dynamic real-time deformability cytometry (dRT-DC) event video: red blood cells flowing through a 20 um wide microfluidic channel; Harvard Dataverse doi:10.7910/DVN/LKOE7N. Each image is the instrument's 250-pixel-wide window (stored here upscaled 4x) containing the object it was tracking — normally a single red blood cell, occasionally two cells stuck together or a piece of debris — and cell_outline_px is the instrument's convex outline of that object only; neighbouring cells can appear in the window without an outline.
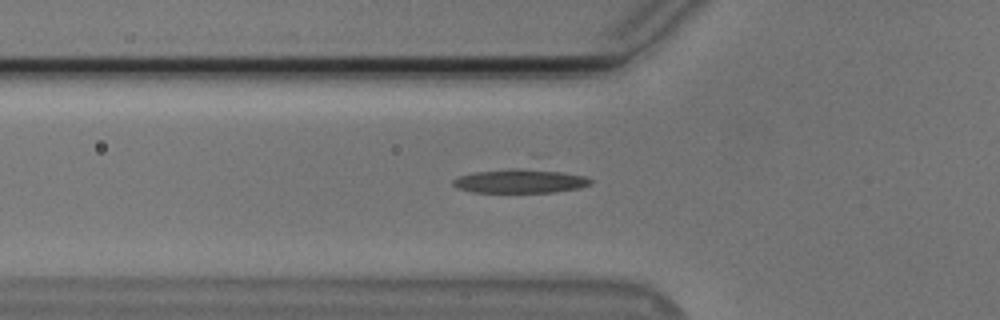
{"species": "Egyptian fruit bat (a non-hibernating species)", "species_latin": "Rousettus aegyptiacus", "temperature_condition": "cold", "stored_images_in_passage": 11, "camera_frame_rate_fps": 3000, "um_per_image_px": 0.085, "animal": {"sex": "male"}, "frame": {"image": 1, "passage_image": 2, "time_ms": 0.333, "image_size_px": [1000, 320], "cell_outline_px": [[592, 184], [580, 188], [556, 192], [472, 192], [456, 188], [452, 184], [452, 180], [456, 176], [472, 172], [512, 168], [520, 168], [564, 172], [584, 176], [592, 180]], "centroid_in_image_um": [44.17, 15.39], "position_along_channel_um": 81.6, "area_um2": 19.36}}
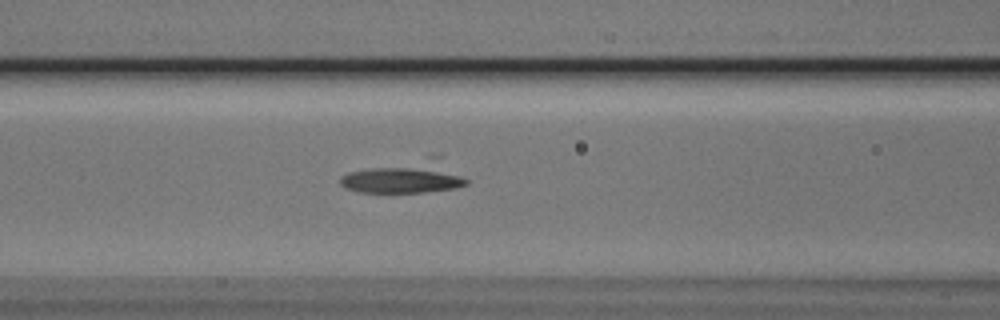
{"frame": {"image": 2, "passage_image": 6, "time_ms": 1.667, "image_size_px": [1000, 320], "cell_outline_px": [[468, 184], [456, 188], [424, 192], [360, 192], [344, 188], [340, 184], [340, 176], [348, 172], [428, 156], [440, 156], [468, 180]], "centroid_in_image_um": [34.48, 15.04], "position_along_channel_um": 132.1, "area_um2": 23.81}}
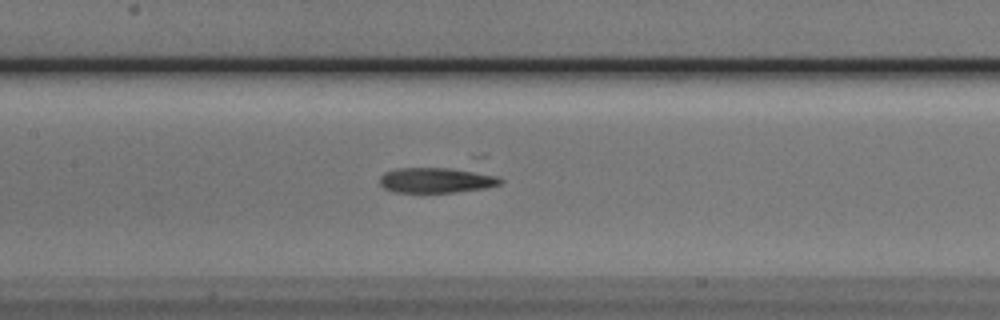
{"frame": {"image": 3, "passage_image": 9, "time_ms": 2.667, "image_size_px": [1000, 320], "cell_outline_px": [[504, 180], [500, 184], [484, 188], [452, 192], [392, 192], [384, 188], [380, 184], [380, 176], [384, 172], [396, 168], [472, 156], [484, 156]], "centroid_in_image_um": [37.63, 14.99], "position_along_channel_um": 169.8, "area_um2": 23.76}}